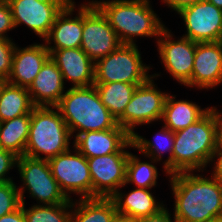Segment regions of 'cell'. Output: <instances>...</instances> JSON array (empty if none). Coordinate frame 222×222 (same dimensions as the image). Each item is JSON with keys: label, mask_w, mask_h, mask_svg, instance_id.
Returning <instances> with one entry per match:
<instances>
[{"label": "cell", "mask_w": 222, "mask_h": 222, "mask_svg": "<svg viewBox=\"0 0 222 222\" xmlns=\"http://www.w3.org/2000/svg\"><path fill=\"white\" fill-rule=\"evenodd\" d=\"M202 174L180 172L168 178L177 222H209L222 216V183Z\"/></svg>", "instance_id": "1"}, {"label": "cell", "mask_w": 222, "mask_h": 222, "mask_svg": "<svg viewBox=\"0 0 222 222\" xmlns=\"http://www.w3.org/2000/svg\"><path fill=\"white\" fill-rule=\"evenodd\" d=\"M221 111L210 109L195 123L175 132L172 152V174L204 172L212 154L219 148Z\"/></svg>", "instance_id": "2"}, {"label": "cell", "mask_w": 222, "mask_h": 222, "mask_svg": "<svg viewBox=\"0 0 222 222\" xmlns=\"http://www.w3.org/2000/svg\"><path fill=\"white\" fill-rule=\"evenodd\" d=\"M66 1L73 7L99 8L122 44H136V39L140 37H153L157 42L166 27L150 0H85L78 6L74 0Z\"/></svg>", "instance_id": "3"}, {"label": "cell", "mask_w": 222, "mask_h": 222, "mask_svg": "<svg viewBox=\"0 0 222 222\" xmlns=\"http://www.w3.org/2000/svg\"><path fill=\"white\" fill-rule=\"evenodd\" d=\"M55 107L74 137L72 140L83 132L109 130L118 125L117 119L101 102L95 85L69 87Z\"/></svg>", "instance_id": "4"}, {"label": "cell", "mask_w": 222, "mask_h": 222, "mask_svg": "<svg viewBox=\"0 0 222 222\" xmlns=\"http://www.w3.org/2000/svg\"><path fill=\"white\" fill-rule=\"evenodd\" d=\"M71 139L70 130L55 106H36L31 112L24 156L49 160L73 147Z\"/></svg>", "instance_id": "5"}, {"label": "cell", "mask_w": 222, "mask_h": 222, "mask_svg": "<svg viewBox=\"0 0 222 222\" xmlns=\"http://www.w3.org/2000/svg\"><path fill=\"white\" fill-rule=\"evenodd\" d=\"M137 44H121L94 66V83L124 82L134 85L145 83L152 75L153 66L143 62Z\"/></svg>", "instance_id": "6"}, {"label": "cell", "mask_w": 222, "mask_h": 222, "mask_svg": "<svg viewBox=\"0 0 222 222\" xmlns=\"http://www.w3.org/2000/svg\"><path fill=\"white\" fill-rule=\"evenodd\" d=\"M17 170L22 183L17 186L21 203L26 202L25 193L36 200L37 205H56L69 200L53 177L48 160L23 155L18 157Z\"/></svg>", "instance_id": "7"}, {"label": "cell", "mask_w": 222, "mask_h": 222, "mask_svg": "<svg viewBox=\"0 0 222 222\" xmlns=\"http://www.w3.org/2000/svg\"><path fill=\"white\" fill-rule=\"evenodd\" d=\"M151 75L145 83L136 87L125 111L117 119V124L131 136L135 133V129H138L137 126L150 125L162 119L168 92L161 91L154 81L161 74L158 72L156 74L155 71Z\"/></svg>", "instance_id": "8"}, {"label": "cell", "mask_w": 222, "mask_h": 222, "mask_svg": "<svg viewBox=\"0 0 222 222\" xmlns=\"http://www.w3.org/2000/svg\"><path fill=\"white\" fill-rule=\"evenodd\" d=\"M74 150V151H73ZM51 172L66 197L93 198V185L87 158L74 146L48 160Z\"/></svg>", "instance_id": "9"}, {"label": "cell", "mask_w": 222, "mask_h": 222, "mask_svg": "<svg viewBox=\"0 0 222 222\" xmlns=\"http://www.w3.org/2000/svg\"><path fill=\"white\" fill-rule=\"evenodd\" d=\"M173 32L165 27L157 39L156 46L164 71L184 87H190L196 42L186 37H174ZM174 37V38H173Z\"/></svg>", "instance_id": "10"}, {"label": "cell", "mask_w": 222, "mask_h": 222, "mask_svg": "<svg viewBox=\"0 0 222 222\" xmlns=\"http://www.w3.org/2000/svg\"><path fill=\"white\" fill-rule=\"evenodd\" d=\"M132 139L117 153L87 158L93 185V198H110L125 184L126 164ZM127 149V150H126Z\"/></svg>", "instance_id": "11"}, {"label": "cell", "mask_w": 222, "mask_h": 222, "mask_svg": "<svg viewBox=\"0 0 222 222\" xmlns=\"http://www.w3.org/2000/svg\"><path fill=\"white\" fill-rule=\"evenodd\" d=\"M12 11L15 29L24 24L44 40L56 16L67 5L66 0H7Z\"/></svg>", "instance_id": "12"}, {"label": "cell", "mask_w": 222, "mask_h": 222, "mask_svg": "<svg viewBox=\"0 0 222 222\" xmlns=\"http://www.w3.org/2000/svg\"><path fill=\"white\" fill-rule=\"evenodd\" d=\"M177 14L186 29L183 37L194 42L222 41V9L201 0L181 8Z\"/></svg>", "instance_id": "13"}, {"label": "cell", "mask_w": 222, "mask_h": 222, "mask_svg": "<svg viewBox=\"0 0 222 222\" xmlns=\"http://www.w3.org/2000/svg\"><path fill=\"white\" fill-rule=\"evenodd\" d=\"M121 44L108 18L99 8H83L81 49L94 63L109 55Z\"/></svg>", "instance_id": "14"}, {"label": "cell", "mask_w": 222, "mask_h": 222, "mask_svg": "<svg viewBox=\"0 0 222 222\" xmlns=\"http://www.w3.org/2000/svg\"><path fill=\"white\" fill-rule=\"evenodd\" d=\"M222 84V41L196 42L191 89L209 90Z\"/></svg>", "instance_id": "15"}, {"label": "cell", "mask_w": 222, "mask_h": 222, "mask_svg": "<svg viewBox=\"0 0 222 222\" xmlns=\"http://www.w3.org/2000/svg\"><path fill=\"white\" fill-rule=\"evenodd\" d=\"M82 32L83 8L66 5L56 16L43 42L48 50L81 48Z\"/></svg>", "instance_id": "16"}, {"label": "cell", "mask_w": 222, "mask_h": 222, "mask_svg": "<svg viewBox=\"0 0 222 222\" xmlns=\"http://www.w3.org/2000/svg\"><path fill=\"white\" fill-rule=\"evenodd\" d=\"M42 43L34 42L26 47H19L16 44L11 73L6 82L25 88L31 85L44 63L50 58V52L45 43Z\"/></svg>", "instance_id": "17"}, {"label": "cell", "mask_w": 222, "mask_h": 222, "mask_svg": "<svg viewBox=\"0 0 222 222\" xmlns=\"http://www.w3.org/2000/svg\"><path fill=\"white\" fill-rule=\"evenodd\" d=\"M48 51L62 73L65 84L70 81L71 87L94 85L95 63L81 48Z\"/></svg>", "instance_id": "18"}, {"label": "cell", "mask_w": 222, "mask_h": 222, "mask_svg": "<svg viewBox=\"0 0 222 222\" xmlns=\"http://www.w3.org/2000/svg\"><path fill=\"white\" fill-rule=\"evenodd\" d=\"M132 136L117 125L114 129L87 131L73 140V146L86 158L119 152Z\"/></svg>", "instance_id": "19"}, {"label": "cell", "mask_w": 222, "mask_h": 222, "mask_svg": "<svg viewBox=\"0 0 222 222\" xmlns=\"http://www.w3.org/2000/svg\"><path fill=\"white\" fill-rule=\"evenodd\" d=\"M65 85L62 73L50 57L27 90L35 106H56L67 91Z\"/></svg>", "instance_id": "20"}, {"label": "cell", "mask_w": 222, "mask_h": 222, "mask_svg": "<svg viewBox=\"0 0 222 222\" xmlns=\"http://www.w3.org/2000/svg\"><path fill=\"white\" fill-rule=\"evenodd\" d=\"M123 187L110 197L115 203L117 214L136 220L155 215L167 206L164 201L154 197L151 189L133 188L125 193Z\"/></svg>", "instance_id": "21"}, {"label": "cell", "mask_w": 222, "mask_h": 222, "mask_svg": "<svg viewBox=\"0 0 222 222\" xmlns=\"http://www.w3.org/2000/svg\"><path fill=\"white\" fill-rule=\"evenodd\" d=\"M175 132L162 125L161 129L153 136L154 140H148L135 132L132 135L133 149L139 151L143 157L153 158L159 163L163 160L164 153L168 152L167 159L162 163L166 178L172 175V152L174 147Z\"/></svg>", "instance_id": "22"}, {"label": "cell", "mask_w": 222, "mask_h": 222, "mask_svg": "<svg viewBox=\"0 0 222 222\" xmlns=\"http://www.w3.org/2000/svg\"><path fill=\"white\" fill-rule=\"evenodd\" d=\"M176 95L168 93L161 121L173 132L187 128L200 119L209 109L201 108L196 102L187 99H176Z\"/></svg>", "instance_id": "23"}, {"label": "cell", "mask_w": 222, "mask_h": 222, "mask_svg": "<svg viewBox=\"0 0 222 222\" xmlns=\"http://www.w3.org/2000/svg\"><path fill=\"white\" fill-rule=\"evenodd\" d=\"M116 214V206L111 198L75 197L72 200L70 222H111Z\"/></svg>", "instance_id": "24"}, {"label": "cell", "mask_w": 222, "mask_h": 222, "mask_svg": "<svg viewBox=\"0 0 222 222\" xmlns=\"http://www.w3.org/2000/svg\"><path fill=\"white\" fill-rule=\"evenodd\" d=\"M33 104L27 88L4 82L0 88V122L31 114Z\"/></svg>", "instance_id": "25"}, {"label": "cell", "mask_w": 222, "mask_h": 222, "mask_svg": "<svg viewBox=\"0 0 222 222\" xmlns=\"http://www.w3.org/2000/svg\"><path fill=\"white\" fill-rule=\"evenodd\" d=\"M31 114L0 122V147L21 157L29 137Z\"/></svg>", "instance_id": "26"}, {"label": "cell", "mask_w": 222, "mask_h": 222, "mask_svg": "<svg viewBox=\"0 0 222 222\" xmlns=\"http://www.w3.org/2000/svg\"><path fill=\"white\" fill-rule=\"evenodd\" d=\"M94 85L101 102L116 119L123 114L138 86L124 82L94 83Z\"/></svg>", "instance_id": "27"}, {"label": "cell", "mask_w": 222, "mask_h": 222, "mask_svg": "<svg viewBox=\"0 0 222 222\" xmlns=\"http://www.w3.org/2000/svg\"><path fill=\"white\" fill-rule=\"evenodd\" d=\"M145 158H149V161L147 159L141 161L137 154L129 152L124 187L127 184H134L136 188L152 189L156 187L159 175L156 164L159 162L150 157Z\"/></svg>", "instance_id": "28"}, {"label": "cell", "mask_w": 222, "mask_h": 222, "mask_svg": "<svg viewBox=\"0 0 222 222\" xmlns=\"http://www.w3.org/2000/svg\"><path fill=\"white\" fill-rule=\"evenodd\" d=\"M26 222H70L72 200L56 205H37L26 208L23 203Z\"/></svg>", "instance_id": "29"}, {"label": "cell", "mask_w": 222, "mask_h": 222, "mask_svg": "<svg viewBox=\"0 0 222 222\" xmlns=\"http://www.w3.org/2000/svg\"><path fill=\"white\" fill-rule=\"evenodd\" d=\"M20 205V195L14 180L0 183V217L13 212Z\"/></svg>", "instance_id": "30"}, {"label": "cell", "mask_w": 222, "mask_h": 222, "mask_svg": "<svg viewBox=\"0 0 222 222\" xmlns=\"http://www.w3.org/2000/svg\"><path fill=\"white\" fill-rule=\"evenodd\" d=\"M15 46L16 43L13 39L0 38V78L5 81L11 73Z\"/></svg>", "instance_id": "31"}, {"label": "cell", "mask_w": 222, "mask_h": 222, "mask_svg": "<svg viewBox=\"0 0 222 222\" xmlns=\"http://www.w3.org/2000/svg\"><path fill=\"white\" fill-rule=\"evenodd\" d=\"M17 160L18 156L0 147V183L13 181V177H10L9 172L17 168Z\"/></svg>", "instance_id": "32"}, {"label": "cell", "mask_w": 222, "mask_h": 222, "mask_svg": "<svg viewBox=\"0 0 222 222\" xmlns=\"http://www.w3.org/2000/svg\"><path fill=\"white\" fill-rule=\"evenodd\" d=\"M15 30L11 7L7 0H0V38L12 39L7 33Z\"/></svg>", "instance_id": "33"}, {"label": "cell", "mask_w": 222, "mask_h": 222, "mask_svg": "<svg viewBox=\"0 0 222 222\" xmlns=\"http://www.w3.org/2000/svg\"><path fill=\"white\" fill-rule=\"evenodd\" d=\"M134 222H177L171 212H169V209H167V206L162 209L159 213L147 216L143 218H139L134 220Z\"/></svg>", "instance_id": "34"}, {"label": "cell", "mask_w": 222, "mask_h": 222, "mask_svg": "<svg viewBox=\"0 0 222 222\" xmlns=\"http://www.w3.org/2000/svg\"><path fill=\"white\" fill-rule=\"evenodd\" d=\"M210 162L211 163H209V166H210V164H211V166L214 164L212 167L211 176L213 178H216L217 180H219L222 183V149L218 148L212 154Z\"/></svg>", "instance_id": "35"}, {"label": "cell", "mask_w": 222, "mask_h": 222, "mask_svg": "<svg viewBox=\"0 0 222 222\" xmlns=\"http://www.w3.org/2000/svg\"><path fill=\"white\" fill-rule=\"evenodd\" d=\"M0 222H26L23 210V203L11 213L0 217Z\"/></svg>", "instance_id": "36"}, {"label": "cell", "mask_w": 222, "mask_h": 222, "mask_svg": "<svg viewBox=\"0 0 222 222\" xmlns=\"http://www.w3.org/2000/svg\"><path fill=\"white\" fill-rule=\"evenodd\" d=\"M201 0H161L164 5H166L170 10L175 11L177 13L181 8L195 4Z\"/></svg>", "instance_id": "37"}, {"label": "cell", "mask_w": 222, "mask_h": 222, "mask_svg": "<svg viewBox=\"0 0 222 222\" xmlns=\"http://www.w3.org/2000/svg\"><path fill=\"white\" fill-rule=\"evenodd\" d=\"M111 222H134V220H132L129 217H126V216H123L120 214H116Z\"/></svg>", "instance_id": "38"}, {"label": "cell", "mask_w": 222, "mask_h": 222, "mask_svg": "<svg viewBox=\"0 0 222 222\" xmlns=\"http://www.w3.org/2000/svg\"><path fill=\"white\" fill-rule=\"evenodd\" d=\"M219 148L222 149V111H221V122L219 127Z\"/></svg>", "instance_id": "39"}, {"label": "cell", "mask_w": 222, "mask_h": 222, "mask_svg": "<svg viewBox=\"0 0 222 222\" xmlns=\"http://www.w3.org/2000/svg\"><path fill=\"white\" fill-rule=\"evenodd\" d=\"M207 1L212 3L217 8L222 9V0H207Z\"/></svg>", "instance_id": "40"}, {"label": "cell", "mask_w": 222, "mask_h": 222, "mask_svg": "<svg viewBox=\"0 0 222 222\" xmlns=\"http://www.w3.org/2000/svg\"><path fill=\"white\" fill-rule=\"evenodd\" d=\"M209 222H222V216L215 217L212 220H210Z\"/></svg>", "instance_id": "41"}, {"label": "cell", "mask_w": 222, "mask_h": 222, "mask_svg": "<svg viewBox=\"0 0 222 222\" xmlns=\"http://www.w3.org/2000/svg\"><path fill=\"white\" fill-rule=\"evenodd\" d=\"M5 80L3 78H0V88L4 84Z\"/></svg>", "instance_id": "42"}]
</instances>
